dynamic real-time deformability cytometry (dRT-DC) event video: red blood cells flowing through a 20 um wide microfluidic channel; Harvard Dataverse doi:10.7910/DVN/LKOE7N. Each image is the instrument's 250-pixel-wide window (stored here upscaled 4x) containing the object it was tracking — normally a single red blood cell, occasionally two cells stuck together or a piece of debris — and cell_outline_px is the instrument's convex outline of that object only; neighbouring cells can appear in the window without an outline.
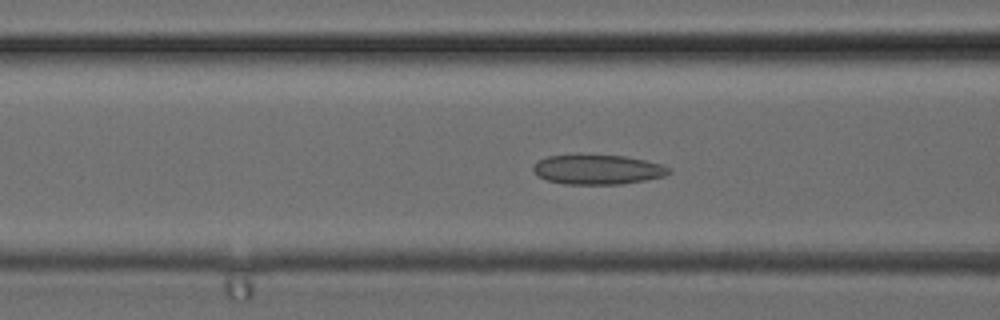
{"species": "common noctule bat (a hibernating species)", "species_latin": "Nyctalus noctula", "temperature_condition": "cold", "stored_images_in_passage": 3, "camera_frame_rate_fps": 3000, "um_per_image_px": 0.085, "animal": {"sex": "female", "body_mass_g": 24.6, "forearm_length_mm": 56.2}, "frame": {"image": 1, "passage_image": 3, "time_ms": 0.667, "image_size_px": [1000, 320], "cell_outline_px": [[672, 172], [664, 176], [644, 180], [620, 184], [564, 184], [548, 180], [540, 176], [532, 168], [540, 160], [548, 156], [580, 152], [624, 156], [644, 160], [660, 164], [672, 168]], "centroid_in_image_um": [50.81, 14.37], "position_along_channel_um": 115.8, "area_um2": 23.93}}